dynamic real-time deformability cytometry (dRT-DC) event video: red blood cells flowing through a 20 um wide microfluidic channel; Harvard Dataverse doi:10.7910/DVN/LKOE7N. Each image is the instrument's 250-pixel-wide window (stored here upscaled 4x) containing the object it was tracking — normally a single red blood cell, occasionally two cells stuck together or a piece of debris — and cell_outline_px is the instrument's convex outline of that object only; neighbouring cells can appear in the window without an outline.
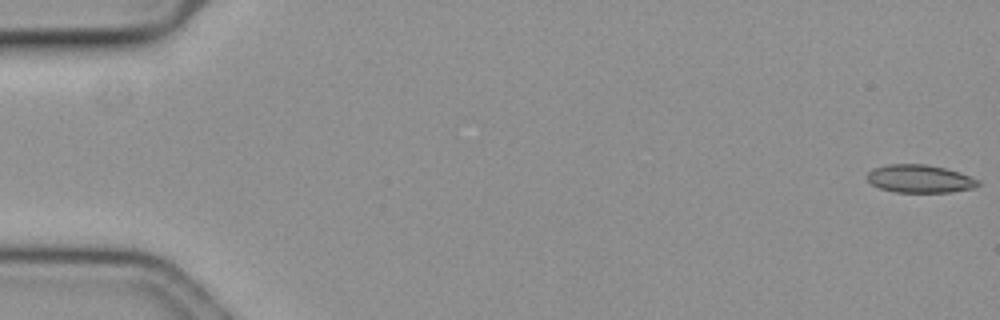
{"species": "common noctule bat (a hibernating species)", "species_latin": "Nyctalus noctula", "temperature_condition": "cold", "stored_images_in_passage": 58, "camera_frame_rate_fps": 3000, "um_per_image_px": 0.085, "animal": {"sex": "female", "body_mass_g": 19.3, "forearm_length_mm": 54.1}, "frame": {"image": 1, "passage_image": 1, "time_ms": 0.0, "image_size_px": [1000, 320], "cell_outline_px": [[980, 184], [972, 188], [948, 192], [896, 192], [880, 188], [872, 184], [868, 180], [868, 172], [872, 168], [888, 164], [924, 164], [944, 168], [960, 172], [980, 180]], "centroid_in_image_um": [78.18, 15.19], "position_along_channel_um": 6.8, "area_um2": 17.98}}
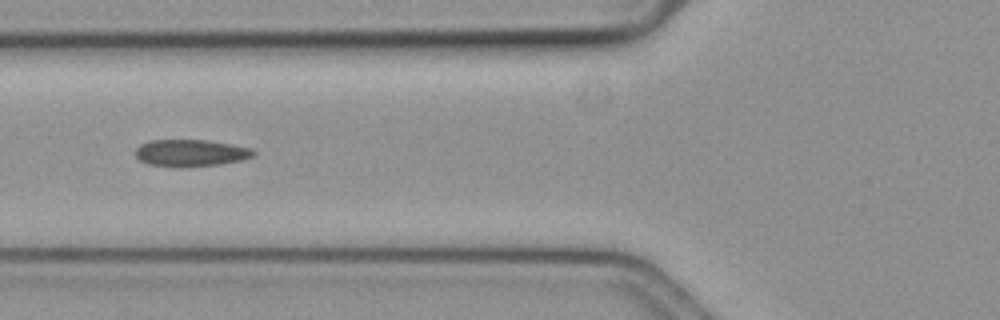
{"frame": {"image": 2, "passage_image": 23, "time_ms": 7.333, "image_size_px": [1000, 320], "cell_outline_px": [[256, 156], [244, 160], [220, 164], [180, 168], [148, 164], [140, 160], [136, 156], [136, 148], [140, 144], [152, 140], [208, 140], [252, 148], [256, 152]], "centroid_in_image_um": [16.25, 13.01], "position_along_channel_um": 109.5, "area_um2": 18.79}}
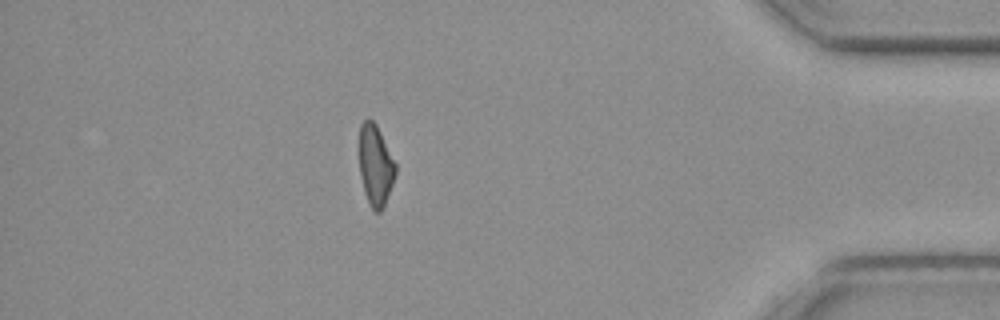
{"frame": {"image": 3, "passage_image": 51, "time_ms": 16.667, "image_size_px": [1000, 320], "cell_outline_px": [[396, 172], [392, 184], [384, 204], [380, 212], [372, 212], [368, 204], [364, 192], [360, 176], [360, 124], [368, 116], [376, 124], [396, 164]], "centroid_in_image_um": [31.9, 14.06], "position_along_channel_um": 403.3, "area_um2": 16.99}, "authors_computed_cell_mechanics": {"area_um2": 18.207, "velocity_mm_per_s": 3.6327, "shape_relaxation_time_tau1_ms": 4.2491, "shape_relaxation_time_tau2_ms": 2.6996, "deformation_change_tau1": 0.1104, "deformation_change_tau2": 0.1008}}